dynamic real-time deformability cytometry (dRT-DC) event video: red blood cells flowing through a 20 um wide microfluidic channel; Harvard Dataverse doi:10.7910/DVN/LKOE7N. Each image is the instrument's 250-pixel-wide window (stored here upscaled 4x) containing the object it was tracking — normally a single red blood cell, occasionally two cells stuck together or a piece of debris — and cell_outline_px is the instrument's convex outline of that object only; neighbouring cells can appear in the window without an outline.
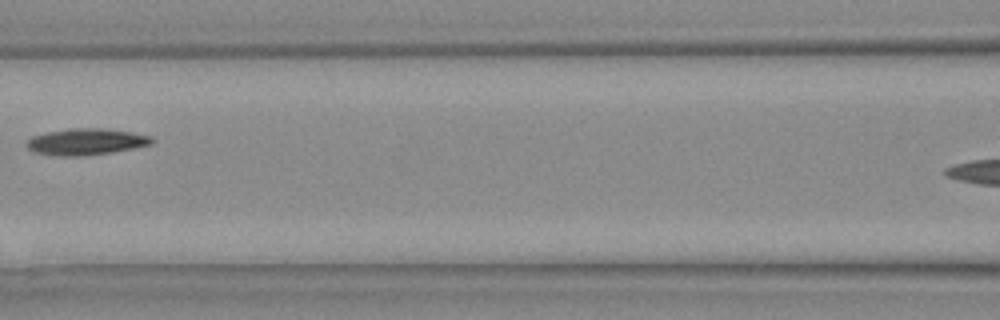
{"species": "Egyptian fruit bat (a non-hibernating species)", "species_latin": "Rousettus aegyptiacus", "temperature_condition": "warm", "stored_images_in_passage": 16, "segment_of_instrument_passage": [2, 2], "camera_frame_rate_fps": 3000, "um_per_image_px": 0.085, "animal": {"sex": "female"}, "frame": {"image": 1, "passage_image": 15, "time_ms": 4.667, "image_size_px": [1000, 320], "cell_outline_px": [[152, 144], [112, 152], [80, 156], [56, 156], [36, 152], [28, 148], [28, 140], [32, 136], [48, 132], [68, 128], [104, 128], [132, 132], [152, 136]], "centroid_in_image_um": [7.33, 12.04], "position_along_channel_um": 159.3, "area_um2": 19.13}}